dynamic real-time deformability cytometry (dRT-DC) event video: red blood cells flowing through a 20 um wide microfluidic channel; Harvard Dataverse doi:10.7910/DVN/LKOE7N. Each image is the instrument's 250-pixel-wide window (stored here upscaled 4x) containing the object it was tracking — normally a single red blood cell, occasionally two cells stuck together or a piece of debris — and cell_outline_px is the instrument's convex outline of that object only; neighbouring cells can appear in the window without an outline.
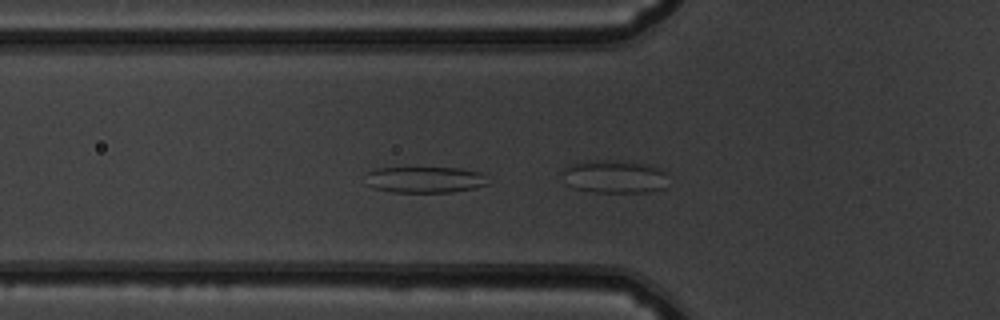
{"species": "common noctule bat (a hibernating species)", "species_latin": "Nyctalus noctula", "temperature_condition": "warm", "stored_images_in_passage": 23, "camera_frame_rate_fps": 3000, "um_per_image_px": 0.085, "animal": {"sex": "male", "body_mass_g": 19.5, "forearm_length_mm": 54.6}, "frame": {"image": 1, "passage_image": 14, "time_ms": 4.333, "image_size_px": [1000, 320], "cell_outline_px": [[488, 184], [472, 188], [452, 192], [392, 192], [372, 188], [368, 184], [364, 172], [376, 168], [460, 168], [480, 172]], "centroid_in_image_um": [36.03, 15.27], "position_along_channel_um": 89.8, "area_um2": 18.61}}